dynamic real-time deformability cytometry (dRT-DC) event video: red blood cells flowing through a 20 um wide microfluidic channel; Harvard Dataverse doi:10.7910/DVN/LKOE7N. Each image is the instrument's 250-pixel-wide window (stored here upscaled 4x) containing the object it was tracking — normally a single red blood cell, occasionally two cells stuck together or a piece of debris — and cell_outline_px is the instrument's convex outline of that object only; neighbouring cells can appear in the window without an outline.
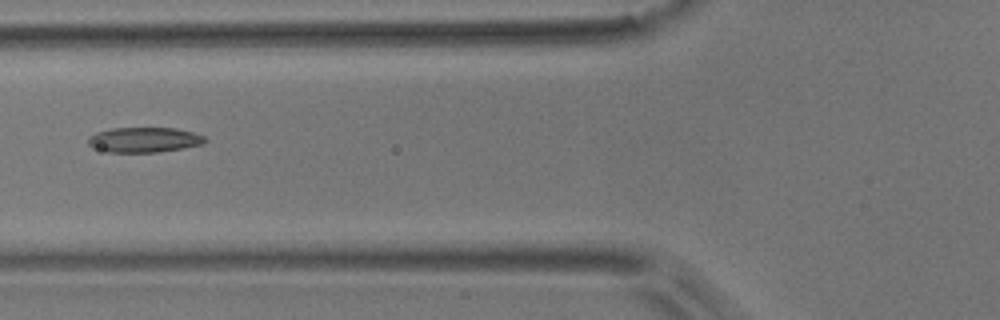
{"species": "common noctule bat (a hibernating species)", "species_latin": "Nyctalus noctula", "temperature_condition": "room temperature", "stored_images_in_passage": 4, "camera_frame_rate_fps": 3000, "um_per_image_px": 0.085, "animal": {"sex": "male", "body_mass_g": 17.9}, "frame": {"image": 1, "passage_image": 4, "time_ms": 1.0, "image_size_px": [1000, 320], "cell_outline_px": [[208, 140], [204, 144], [184, 148], [156, 152], [108, 152], [92, 148], [88, 144], [88, 140], [96, 132], [112, 128], [176, 128], [192, 132], [204, 136]], "centroid_in_image_um": [12.27, 11.89], "position_along_channel_um": 113.5, "area_um2": 17.11}}